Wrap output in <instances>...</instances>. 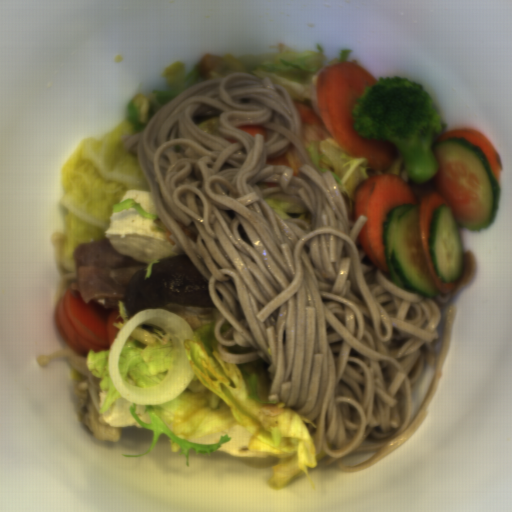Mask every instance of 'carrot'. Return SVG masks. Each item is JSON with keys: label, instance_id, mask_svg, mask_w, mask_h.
I'll return each mask as SVG.
<instances>
[{"label": "carrot", "instance_id": "b8716197", "mask_svg": "<svg viewBox=\"0 0 512 512\" xmlns=\"http://www.w3.org/2000/svg\"><path fill=\"white\" fill-rule=\"evenodd\" d=\"M435 191L418 197L411 185L399 174L380 173L365 178L353 191L352 205L355 222L360 216L367 221L358 234L362 251L376 269L390 274L384 255L381 226L386 221L387 213L401 204L420 205L419 247L427 275L433 279L439 292L453 293L454 283H443L438 277L432 263L429 232L433 210L440 204L454 209H461L470 203V191L454 178L448 176L440 165L434 176Z\"/></svg>", "mask_w": 512, "mask_h": 512}, {"label": "carrot", "instance_id": "cead05ca", "mask_svg": "<svg viewBox=\"0 0 512 512\" xmlns=\"http://www.w3.org/2000/svg\"><path fill=\"white\" fill-rule=\"evenodd\" d=\"M376 77L355 63H331L317 76V104L326 129L349 154L365 157L370 169L386 170L399 150L395 143L384 140H364L353 125L352 106L366 86L375 84Z\"/></svg>", "mask_w": 512, "mask_h": 512}, {"label": "carrot", "instance_id": "1c9b5961", "mask_svg": "<svg viewBox=\"0 0 512 512\" xmlns=\"http://www.w3.org/2000/svg\"><path fill=\"white\" fill-rule=\"evenodd\" d=\"M56 332L73 353L87 355L106 351L122 321L117 308L83 302L79 290H66L55 308Z\"/></svg>", "mask_w": 512, "mask_h": 512}, {"label": "carrot", "instance_id": "07d2c1c8", "mask_svg": "<svg viewBox=\"0 0 512 512\" xmlns=\"http://www.w3.org/2000/svg\"><path fill=\"white\" fill-rule=\"evenodd\" d=\"M452 138H464L477 145L484 152L490 170L499 184L502 173V159L498 148L493 141L478 129L455 128L438 136L437 141L442 142Z\"/></svg>", "mask_w": 512, "mask_h": 512}, {"label": "carrot", "instance_id": "79d8ee17", "mask_svg": "<svg viewBox=\"0 0 512 512\" xmlns=\"http://www.w3.org/2000/svg\"><path fill=\"white\" fill-rule=\"evenodd\" d=\"M298 113L300 125L321 126V121L313 109L303 101H293Z\"/></svg>", "mask_w": 512, "mask_h": 512}, {"label": "carrot", "instance_id": "46ec933d", "mask_svg": "<svg viewBox=\"0 0 512 512\" xmlns=\"http://www.w3.org/2000/svg\"><path fill=\"white\" fill-rule=\"evenodd\" d=\"M238 128L242 132L247 133L252 136L262 135V137H264L267 140L268 128H265L263 126H256V125H244V126H241Z\"/></svg>", "mask_w": 512, "mask_h": 512}]
</instances>
